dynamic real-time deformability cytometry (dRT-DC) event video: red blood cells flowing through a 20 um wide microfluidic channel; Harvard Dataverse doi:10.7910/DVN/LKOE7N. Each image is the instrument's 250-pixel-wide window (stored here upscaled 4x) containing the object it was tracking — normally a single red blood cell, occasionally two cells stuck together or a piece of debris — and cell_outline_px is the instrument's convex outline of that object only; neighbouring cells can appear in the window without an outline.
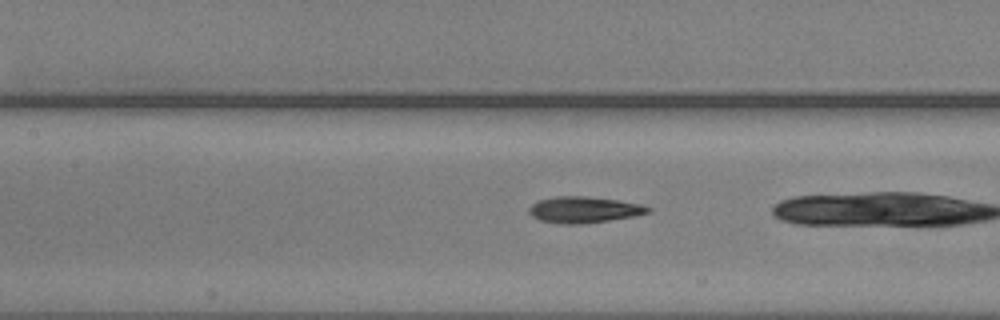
{"species": "common noctule bat (a hibernating species)", "species_latin": "Nyctalus noctula", "temperature_condition": "warm", "stored_images_in_passage": 31, "camera_frame_rate_fps": 3000, "um_per_image_px": 0.085, "animal": {"sex": "male", "body_mass_g": 20.5, "forearm_length_mm": 52.5}, "frame": {"image": 1, "passage_image": 13, "time_ms": 4.0, "image_size_px": [1000, 320], "cell_outline_px": [[652, 212], [632, 216], [608, 220], [580, 224], [560, 224], [540, 220], [532, 216], [528, 212], [528, 208], [532, 204], [540, 200], [556, 196], [588, 196], [620, 200], [640, 204], [652, 208]], "centroid_in_image_um": [49.63, 17.82], "position_along_channel_um": 157.8, "area_um2": 18.21}}
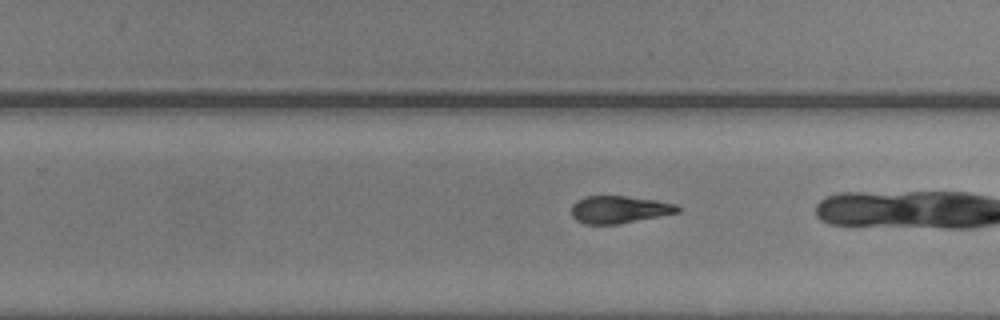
{"frame": {"image": 2, "passage_image": 23, "time_ms": 7.333, "image_size_px": [1000, 320], "cell_outline_px": [[680, 212], [620, 224], [584, 224], [576, 220], [572, 216], [572, 204], [576, 200], [584, 196], [624, 196], [656, 200], [676, 204], [680, 208]], "centroid_in_image_um": [52.62, 17.81], "position_along_channel_um": 277.2, "area_um2": 17.05}}
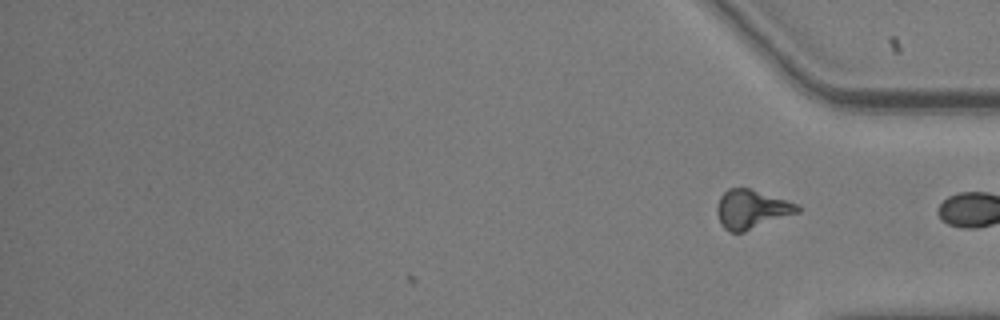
{"frame": {"image": 3, "passage_image": 31, "time_ms": 10.0, "image_size_px": [1000, 320], "cell_outline_px": [[800, 212], [744, 232], [728, 232], [720, 224], [716, 212], [720, 196], [728, 188], [748, 188], [796, 204], [800, 208]], "centroid_in_image_um": [63.84, 17.81], "position_along_channel_um": 371.4, "area_um2": 18.03}, "authors_computed_cell_mechanics": {"area_um2": 17.4556, "velocity_mm_per_s": 3.5932, "shape_relaxation_time_tau1_ms": 2.0622, "shape_relaxation_time_tau2_ms": 3.1029, "deformation_change_tau1": 0.1577, "deformation_change_tau2": 0.1364}}